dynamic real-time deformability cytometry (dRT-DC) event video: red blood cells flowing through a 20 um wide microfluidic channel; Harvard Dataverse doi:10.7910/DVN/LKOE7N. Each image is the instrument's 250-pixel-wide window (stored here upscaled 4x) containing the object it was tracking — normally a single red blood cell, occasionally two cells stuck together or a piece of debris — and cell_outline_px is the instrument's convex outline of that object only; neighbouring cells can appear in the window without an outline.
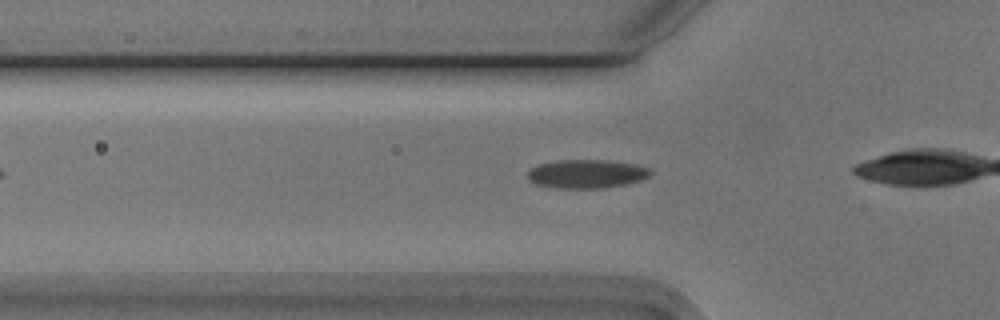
{"species": "Egyptian fruit bat (a non-hibernating species)", "species_latin": "Rousettus aegyptiacus", "temperature_condition": "cold", "stored_images_in_passage": 9, "camera_frame_rate_fps": 3000, "um_per_image_px": 0.085, "animal": {"sex": "male"}, "frame": {"image": 1, "passage_image": 4, "time_ms": 1.0, "image_size_px": [1000, 320], "cell_outline_px": [[652, 172], [648, 176], [640, 180], [628, 184], [604, 188], [556, 188], [536, 184], [528, 180], [528, 172], [536, 164], [556, 160], [608, 160], [636, 164], [648, 168]], "centroid_in_image_um": [49.84, 14.77], "position_along_channel_um": 76.0, "area_um2": 20.63}}
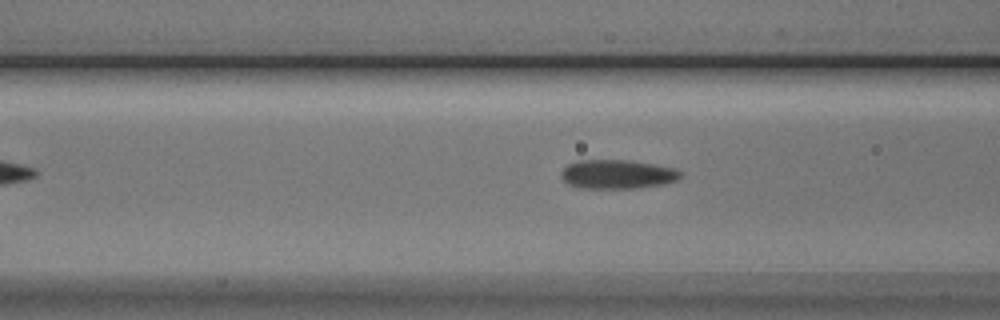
{"frame": {"image": 2, "passage_image": 7, "time_ms": 2.0, "image_size_px": [1000, 320], "cell_outline_px": [[680, 176], [676, 180], [664, 184], [636, 188], [580, 188], [568, 184], [560, 176], [560, 172], [568, 164], [580, 160], [628, 160], [676, 168], [680, 172]], "centroid_in_image_um": [52.44, 14.81], "position_along_channel_um": 114.2, "area_um2": 20.11}}